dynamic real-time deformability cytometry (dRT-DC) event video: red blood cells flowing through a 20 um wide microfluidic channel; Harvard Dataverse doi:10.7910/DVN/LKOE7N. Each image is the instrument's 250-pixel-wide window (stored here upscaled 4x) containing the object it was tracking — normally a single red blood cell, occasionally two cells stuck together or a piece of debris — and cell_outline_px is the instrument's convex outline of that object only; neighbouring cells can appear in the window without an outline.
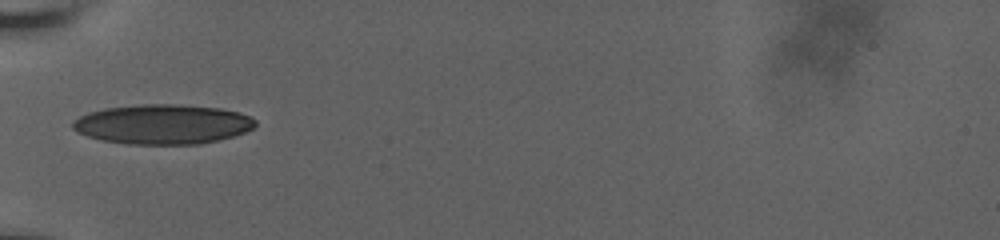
{"species": "human", "species_latin": "Homo sapiens", "temperature_condition": "room temperature", "stored_images_in_passage": 20, "camera_frame_rate_fps": 3000, "um_per_image_px": 0.085, "donor": {"sex": "male"}, "frame": {"image": 1, "passage_image": 1, "time_ms": 0.0, "image_size_px": [1000, 240], "cell_outline_px": [[256, 124], [252, 128], [244, 132], [232, 136], [200, 144], [128, 144], [104, 140], [88, 136], [72, 128], [72, 120], [88, 112], [104, 108], [144, 104], [180, 104], [220, 108], [240, 112], [252, 116], [256, 120]], "centroid_in_image_um": [13.85, 10.55], "position_along_channel_um": 71.2, "area_um2": 42.25}}
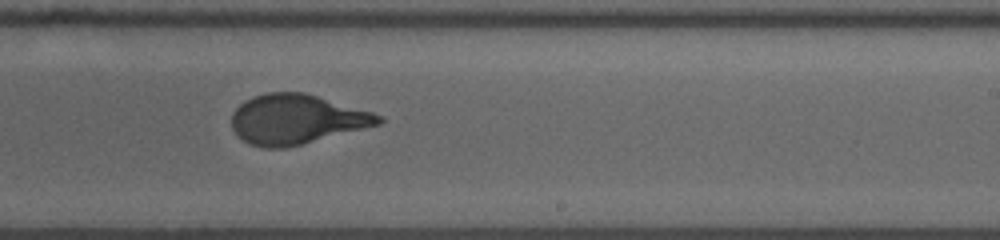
{"frame": {"image": 2, "passage_image": 9, "time_ms": 5.333, "image_size_px": [1000, 240], "cell_outline_px": [[384, 120], [380, 124], [284, 148], [268, 148], [248, 144], [232, 128], [232, 112], [244, 100], [252, 96], [268, 92], [304, 92], [372, 112], [384, 116]], "centroid_in_image_um": [25.18, 10.12], "position_along_channel_um": 263.8, "area_um2": 42.14}}
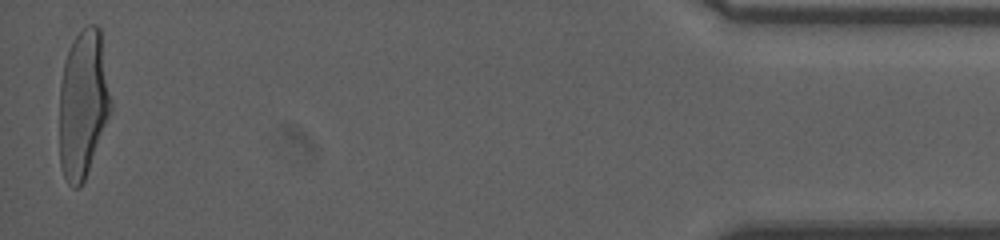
{"frame": {"image": 3, "passage_image": 20, "time_ms": 12.0, "image_size_px": [1000, 240], "cell_outline_px": [[112, 108], [84, 180], [80, 188], [72, 188], [68, 184], [64, 176], [60, 164], [60, 84], [64, 60], [72, 40], [88, 24], [96, 24], [100, 28], [112, 100]], "centroid_in_image_um": [7.06, 8.81], "position_along_channel_um": 428.1, "area_um2": 44.45}, "authors_computed_cell_mechanics": {"area_um2": 42.194, "velocity_mm_per_s": 3.65, "shape_relaxation_time_tau1_ms": 4.2518, "shape_relaxation_time_tau2_ms": null, "deformation_change_tau1": 0.1864, "deformation_change_tau2": null}}